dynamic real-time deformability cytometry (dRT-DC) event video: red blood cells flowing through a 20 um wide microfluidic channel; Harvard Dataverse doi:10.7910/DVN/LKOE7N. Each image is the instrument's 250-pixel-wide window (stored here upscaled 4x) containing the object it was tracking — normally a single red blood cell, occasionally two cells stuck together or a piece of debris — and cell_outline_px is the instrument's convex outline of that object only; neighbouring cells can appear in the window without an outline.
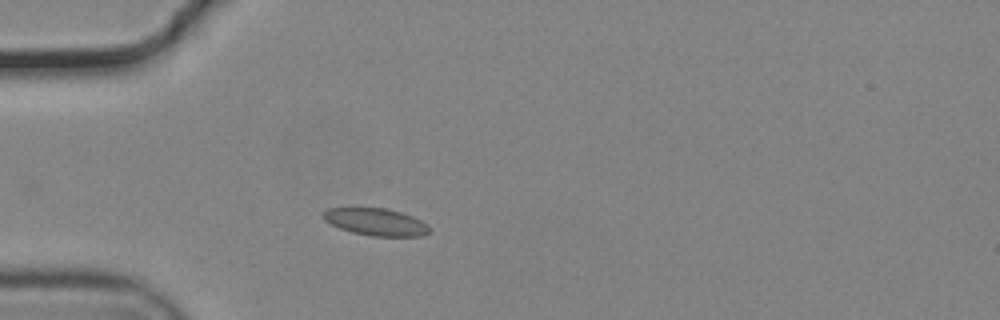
{"species": "common noctule bat (a hibernating species)", "species_latin": "Nyctalus noctula", "temperature_condition": "cold", "stored_images_in_passage": 40, "camera_frame_rate_fps": 3000, "um_per_image_px": 0.085, "animal": {"sex": "male", "body_mass_g": 19.2, "forearm_length_mm": 51.8}, "frame": {"image": 1, "passage_image": 11, "time_ms": 3.333, "image_size_px": [1000, 320], "cell_outline_px": [[428, 232], [420, 236], [372, 236], [352, 232], [340, 228], [324, 220], [320, 212], [328, 208], [384, 208], [400, 212], [412, 216], [428, 224]], "centroid_in_image_um": [31.9, 18.85], "position_along_channel_um": 53.1, "area_um2": 16.7}}
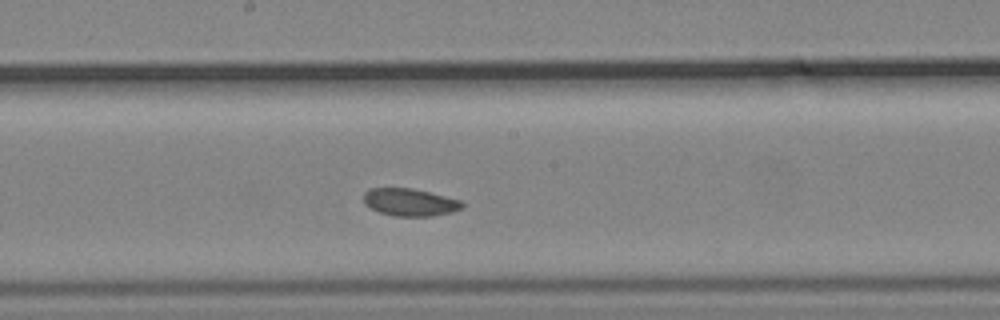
{"frame": {"image": 2, "passage_image": 25, "time_ms": 8.0, "image_size_px": [1000, 320], "cell_outline_px": [[464, 208], [452, 212], [432, 216], [396, 216], [380, 212], [364, 204], [364, 192], [372, 188], [412, 188], [460, 200], [464, 204]], "centroid_in_image_um": [34.85, 17.19], "position_along_channel_um": 213.3, "area_um2": 15.66}}
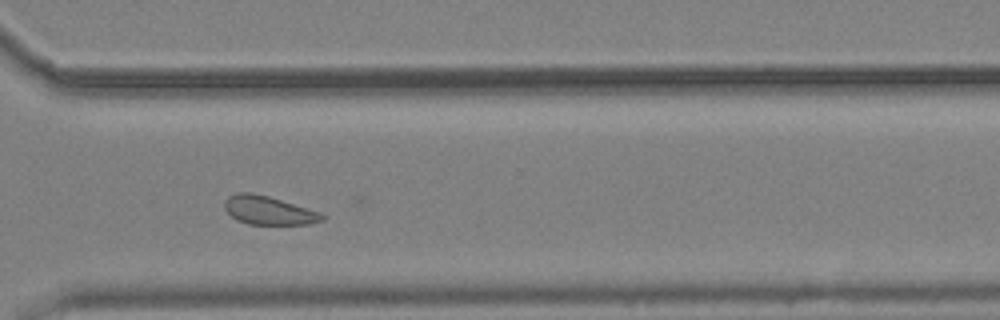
{"frame": {"image": 3, "passage_image": 36, "time_ms": 11.667, "image_size_px": [1000, 320], "cell_outline_px": [[324, 220], [308, 224], [248, 224], [236, 220], [224, 208], [224, 200], [228, 196], [236, 192], [252, 192], [268, 196], [320, 212], [324, 216]], "centroid_in_image_um": [22.79, 17.87], "position_along_channel_um": 347.8, "area_um2": 16.18}}